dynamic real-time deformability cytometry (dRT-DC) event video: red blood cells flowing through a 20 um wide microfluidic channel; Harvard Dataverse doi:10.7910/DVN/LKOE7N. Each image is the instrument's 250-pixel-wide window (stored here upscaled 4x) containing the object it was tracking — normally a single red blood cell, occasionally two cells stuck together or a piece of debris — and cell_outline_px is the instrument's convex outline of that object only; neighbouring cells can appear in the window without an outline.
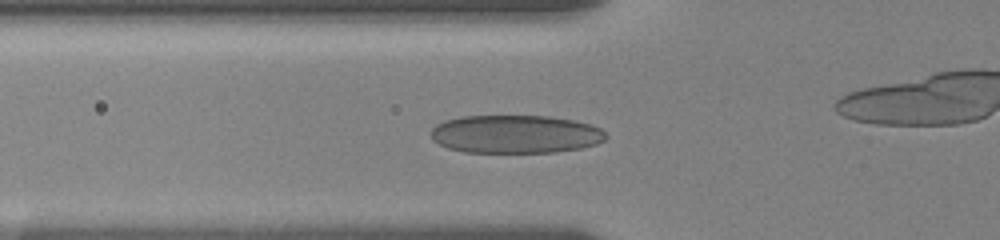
{"species": "human", "species_latin": "Homo sapiens", "temperature_condition": "room temperature", "stored_images_in_passage": 17, "camera_frame_rate_fps": 3000, "um_per_image_px": 0.085, "donor": {"sex": "female"}, "frame": {"image": 1, "passage_image": 15, "time_ms": 6.333, "image_size_px": [1000, 240], "cell_outline_px": [[608, 136], [604, 140], [596, 144], [580, 148], [556, 152], [464, 152], [448, 148], [432, 140], [432, 128], [436, 124], [444, 120], [460, 116], [548, 116], [572, 120], [592, 124], [600, 128]], "centroid_in_image_um": [43.81, 11.4], "position_along_channel_um": 82.0, "area_um2": 39.02}}